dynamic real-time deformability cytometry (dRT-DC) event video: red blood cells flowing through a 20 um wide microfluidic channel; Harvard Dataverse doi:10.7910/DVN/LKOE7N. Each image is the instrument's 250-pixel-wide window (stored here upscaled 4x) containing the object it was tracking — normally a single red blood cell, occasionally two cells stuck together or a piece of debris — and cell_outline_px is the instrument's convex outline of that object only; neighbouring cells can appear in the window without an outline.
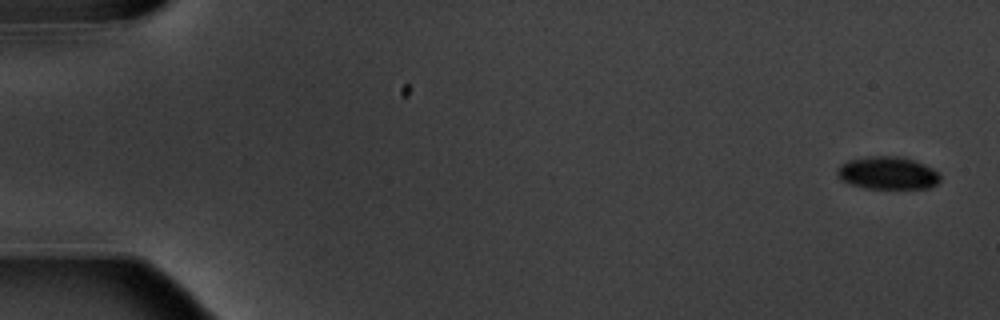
{"species": "common noctule bat (a hibernating species)", "species_latin": "Nyctalus noctula", "temperature_condition": "warm", "stored_images_in_passage": 9, "camera_frame_rate_fps": 3000, "um_per_image_px": 0.085, "animal": {"sex": "male", "body_mass_g": 20.1, "forearm_length_mm": 53.5}, "frame": {"image": 1, "passage_image": 1, "time_ms": 0.0, "image_size_px": [1000, 320], "cell_outline_px": [[940, 180], [936, 184], [928, 188], [864, 188], [848, 184], [836, 172], [840, 164], [848, 160], [868, 156], [900, 156], [924, 164], [932, 168], [940, 176]], "centroid_in_image_um": [75.44, 14.7], "position_along_channel_um": 9.6, "area_um2": 19.48}}
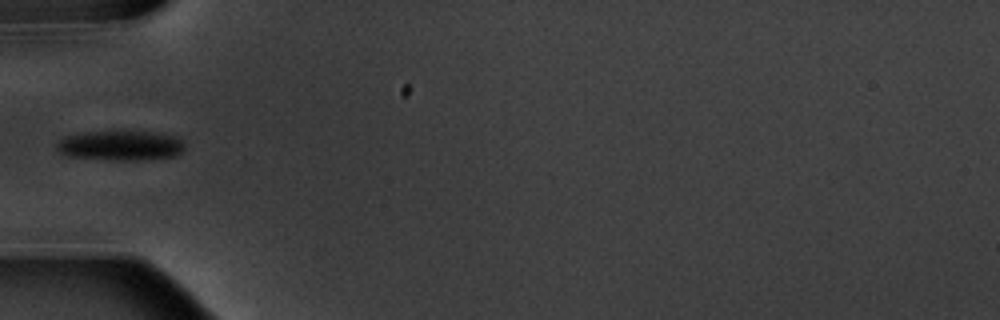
{"frame": {"image": 2, "passage_image": 6, "time_ms": 6.0, "image_size_px": [1000, 320], "cell_outline_px": [[184, 148], [176, 156], [144, 160], [112, 160], [64, 156], [56, 148], [56, 144], [60, 140], [68, 136], [88, 132], [152, 132], [176, 136], [184, 144]], "centroid_in_image_um": [10.25, 12.39], "position_along_channel_um": 74.8, "area_um2": 22.08}}